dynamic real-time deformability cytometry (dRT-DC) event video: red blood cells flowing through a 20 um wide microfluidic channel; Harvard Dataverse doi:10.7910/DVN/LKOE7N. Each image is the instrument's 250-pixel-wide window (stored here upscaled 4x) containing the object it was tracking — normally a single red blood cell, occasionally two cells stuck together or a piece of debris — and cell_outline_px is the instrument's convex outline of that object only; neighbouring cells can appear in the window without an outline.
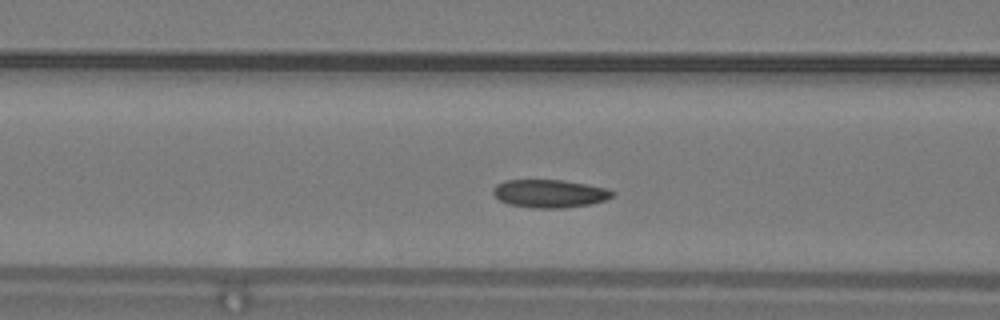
{"species": "common noctule bat (a hibernating species)", "species_latin": "Nyctalus noctula", "temperature_condition": "warm", "stored_images_in_passage": 43, "camera_frame_rate_fps": 3000, "um_per_image_px": 0.085, "animal": {"sex": "male", "body_mass_g": 19.2, "forearm_length_mm": 51.8}, "frame": {"image": 1, "passage_image": 13, "time_ms": 4.0, "image_size_px": [1000, 320], "cell_outline_px": [[616, 192], [612, 196], [604, 200], [592, 204], [560, 208], [532, 208], [508, 204], [500, 200], [492, 192], [492, 188], [496, 184], [504, 180], [564, 180], [588, 184], [608, 188]], "centroid_in_image_um": [46.72, 16.44], "position_along_channel_um": 119.9, "area_um2": 19.65}}
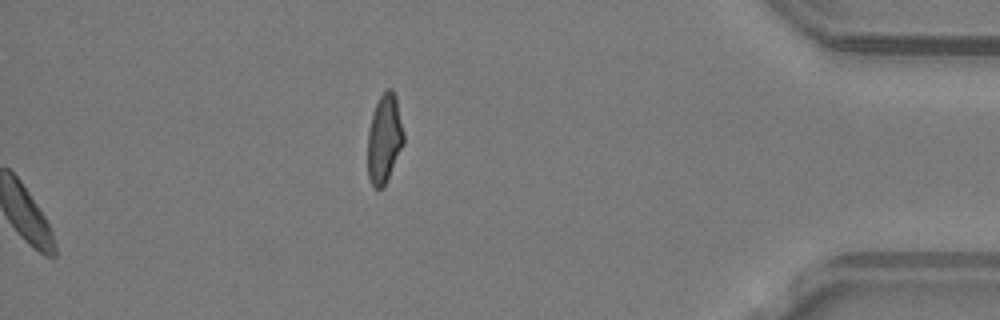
{"frame": {"image": 2, "passage_image": 43, "time_ms": 14.0, "image_size_px": [1000, 320], "cell_outline_px": [[404, 144], [388, 180], [384, 188], [376, 188], [372, 184], [368, 176], [368, 132], [372, 112], [380, 96], [388, 88], [392, 88], [396, 96], [404, 132]], "centroid_in_image_um": [32.68, 11.8], "position_along_channel_um": 402.5, "area_um2": 18.84}, "authors_computed_cell_mechanics": {"area_um2": 19.4786, "velocity_mm_per_s": 4.1696, "shape_relaxation_time_tau1_ms": 2.0364, "shape_relaxation_time_tau2_ms": 6.5427, "deformation_change_tau1": 0.0722, "deformation_change_tau2": 0.12}}